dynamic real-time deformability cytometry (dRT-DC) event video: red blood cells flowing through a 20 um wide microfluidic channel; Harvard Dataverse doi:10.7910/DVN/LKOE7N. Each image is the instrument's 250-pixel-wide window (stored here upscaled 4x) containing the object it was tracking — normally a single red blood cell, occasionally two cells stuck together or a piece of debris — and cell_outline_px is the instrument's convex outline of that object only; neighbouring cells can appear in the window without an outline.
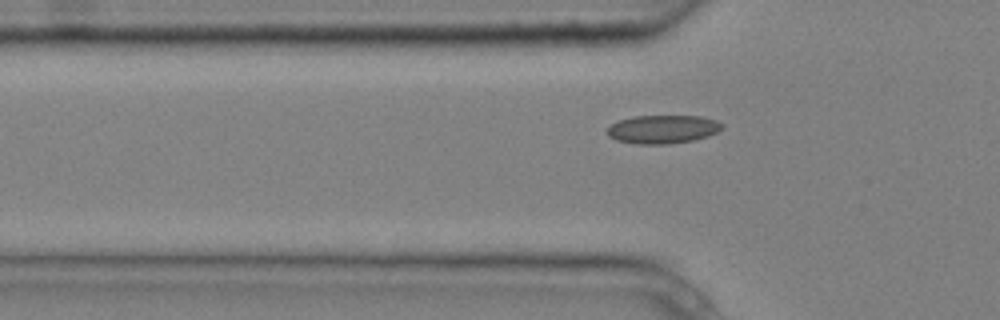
{"species": "common noctule bat (a hibernating species)", "species_latin": "Nyctalus noctula", "temperature_condition": "cold", "stored_images_in_passage": 5, "camera_frame_rate_fps": 3000, "um_per_image_px": 0.085, "animal": {"sex": "male", "body_mass_g": 20.4}, "frame": {"image": 1, "passage_image": 5, "time_ms": 1.333, "image_size_px": [1000, 320], "cell_outline_px": [[724, 128], [708, 136], [692, 140], [668, 144], [636, 144], [616, 140], [608, 136], [608, 128], [612, 124], [620, 120], [632, 116], [700, 116], [716, 120], [724, 124]], "centroid_in_image_um": [56.35, 10.98], "position_along_channel_um": 69.4, "area_um2": 19.02}}